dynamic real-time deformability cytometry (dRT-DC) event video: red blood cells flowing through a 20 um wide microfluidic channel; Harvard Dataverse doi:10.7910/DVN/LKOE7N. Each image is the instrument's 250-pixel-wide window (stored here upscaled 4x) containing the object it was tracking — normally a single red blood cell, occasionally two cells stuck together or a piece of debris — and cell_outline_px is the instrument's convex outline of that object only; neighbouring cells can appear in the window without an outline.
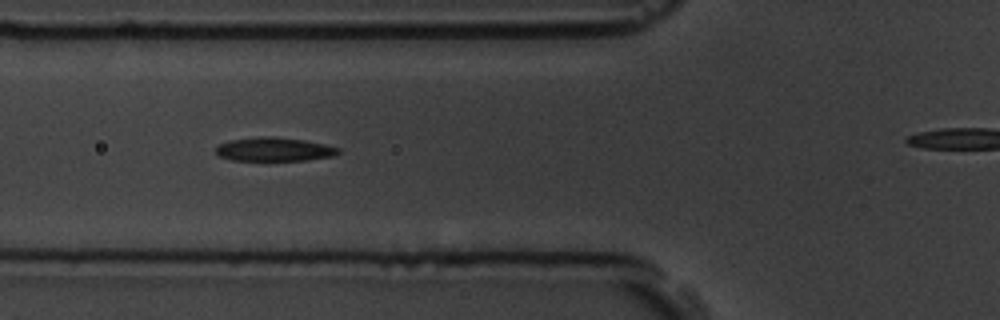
{"species": "common noctule bat (a hibernating species)", "species_latin": "Nyctalus noctula", "temperature_condition": "room temperature", "stored_images_in_passage": 6, "segment_of_instrument_passage": [1, 2], "camera_frame_rate_fps": 3000, "um_per_image_px": 0.085, "animal": {"sex": "male", "body_mass_g": 19.5, "forearm_length_mm": 54.6}, "frame": {"image": 1, "passage_image": 4, "time_ms": 3.333, "image_size_px": [1000, 320], "cell_outline_px": [[340, 152], [332, 156], [308, 160], [232, 160], [220, 156], [216, 152], [216, 148], [220, 144], [228, 140], [260, 136], [272, 136], [304, 140], [324, 144], [340, 148]], "centroid_in_image_um": [23.31, 12.68], "position_along_channel_um": 102.5, "area_um2": 16.88}}
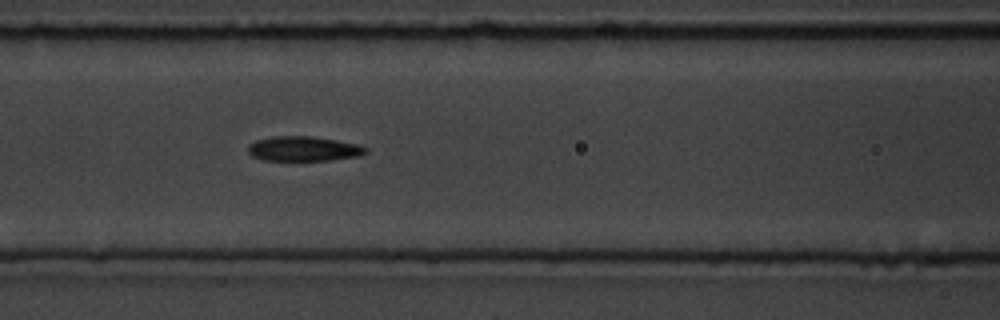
{"frame": {"image": 2, "passage_image": 5, "time_ms": 4.333, "image_size_px": [1000, 320], "cell_outline_px": [[368, 152], [360, 156], [332, 160], [264, 160], [252, 156], [248, 152], [248, 144], [256, 140], [272, 136], [312, 136], [336, 140], [356, 144], [368, 148]], "centroid_in_image_um": [25.8, 12.64], "position_along_channel_um": 140.8, "area_um2": 17.05}}